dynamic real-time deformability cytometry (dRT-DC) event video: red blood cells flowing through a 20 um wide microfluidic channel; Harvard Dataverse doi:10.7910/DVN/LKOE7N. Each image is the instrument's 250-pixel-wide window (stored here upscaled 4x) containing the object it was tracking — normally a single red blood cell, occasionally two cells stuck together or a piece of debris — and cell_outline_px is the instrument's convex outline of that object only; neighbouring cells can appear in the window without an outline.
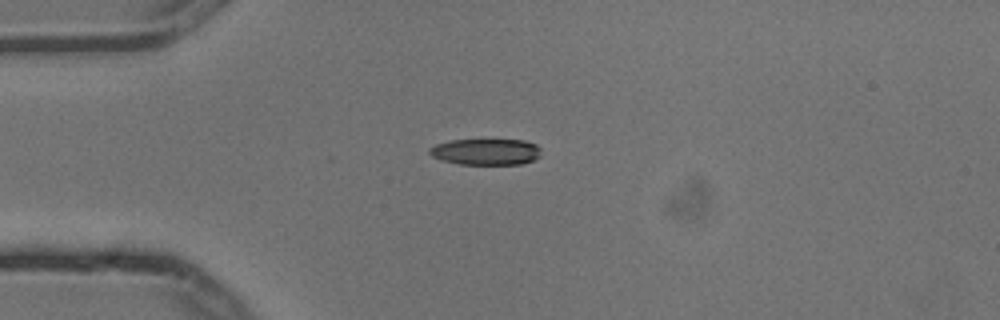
{"species": "common noctule bat (a hibernating species)", "species_latin": "Nyctalus noctula", "temperature_condition": "cold", "stored_images_in_passage": 6, "camera_frame_rate_fps": 3000, "um_per_image_px": 0.085, "animal": {"sex": "male", "body_mass_g": 13.3}, "frame": {"image": 1, "passage_image": 4, "time_ms": 1.0, "image_size_px": [1000, 320], "cell_outline_px": [[540, 156], [536, 160], [520, 164], [460, 164], [444, 160], [432, 156], [428, 152], [428, 148], [436, 144], [452, 140], [524, 140], [536, 144], [540, 148]], "centroid_in_image_um": [41.33, 12.9], "position_along_channel_um": 43.7, "area_um2": 17.05}}
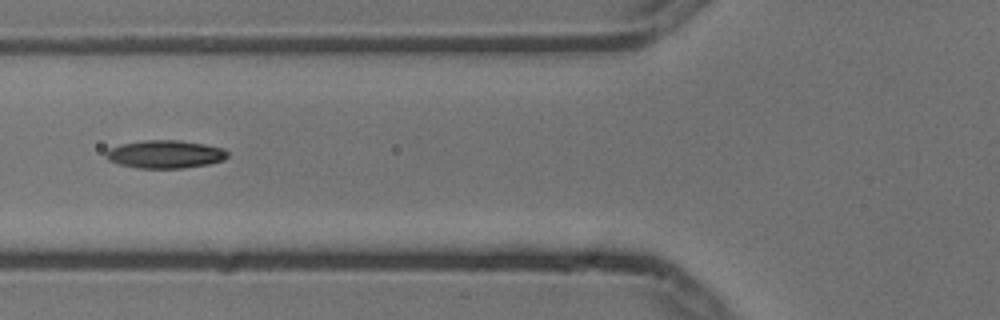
{"frame": {"image": 2, "passage_image": 6, "time_ms": 1.667, "image_size_px": [1000, 320], "cell_outline_px": [[228, 156], [224, 160], [208, 164], [184, 168], [136, 168], [120, 164], [108, 160], [104, 156], [104, 152], [108, 148], [120, 144], [144, 140], [180, 140], [204, 144], [224, 148], [228, 152]], "centroid_in_image_um": [14.01, 13.1], "position_along_channel_um": 111.8, "area_um2": 20.06}}